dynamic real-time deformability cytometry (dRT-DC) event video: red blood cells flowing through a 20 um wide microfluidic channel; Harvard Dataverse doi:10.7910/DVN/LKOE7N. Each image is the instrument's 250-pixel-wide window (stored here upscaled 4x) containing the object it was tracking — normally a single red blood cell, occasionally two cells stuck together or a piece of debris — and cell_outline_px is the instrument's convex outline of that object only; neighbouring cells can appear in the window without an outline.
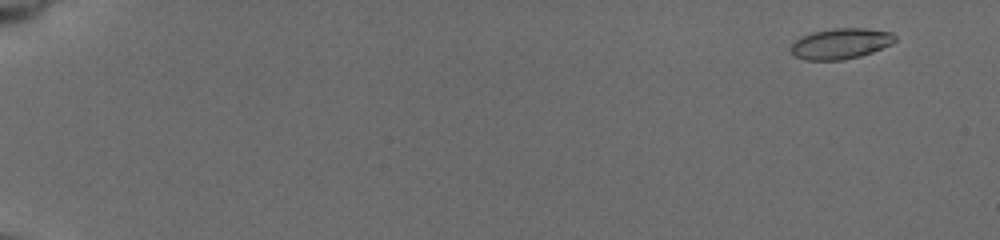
{"species": "common noctule bat (a hibernating species)", "species_latin": "Nyctalus noctula", "temperature_condition": "cold", "stored_images_in_passage": 58, "camera_frame_rate_fps": 3000, "um_per_image_px": 0.085, "animal": {"sex": "female", "body_mass_g": 19.5, "forearm_length_mm": 54.1}, "frame": {"image": 1, "passage_image": 5, "time_ms": 1.333, "image_size_px": [1000, 240], "cell_outline_px": [[896, 40], [892, 44], [872, 52], [860, 56], [840, 60], [804, 60], [796, 56], [788, 48], [800, 36], [812, 32], [836, 28], [868, 28], [892, 32], [896, 36]], "centroid_in_image_um": [71.46, 3.7], "position_along_channel_um": 13.5, "area_um2": 18.73}}
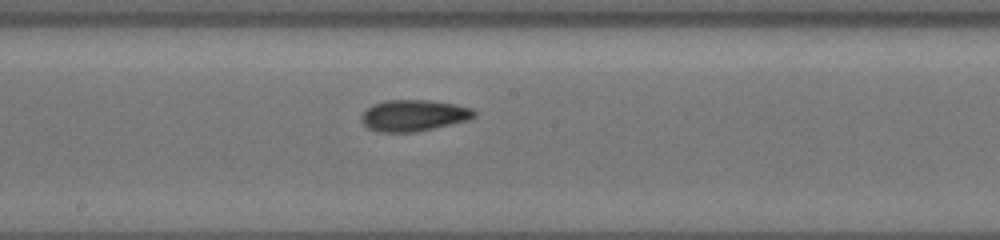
{"frame": {"image": 2, "passage_image": 35, "time_ms": 11.333, "image_size_px": [1000, 240], "cell_outline_px": [[476, 116], [468, 120], [416, 132], [380, 132], [368, 128], [360, 120], [360, 116], [372, 104], [384, 100], [428, 100], [456, 104], [472, 108], [476, 112]], "centroid_in_image_um": [35.16, 9.81], "position_along_channel_um": 213.0, "area_um2": 20.69}}
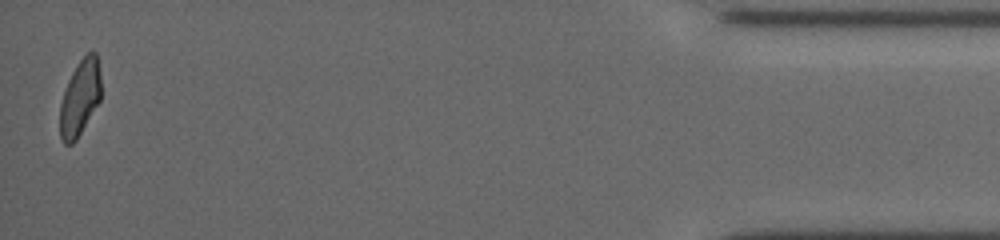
{"frame": {"image": 3, "passage_image": 58, "time_ms": 19.0, "image_size_px": [1000, 240], "cell_outline_px": [[100, 100], [76, 140], [72, 144], [64, 144], [60, 136], [60, 104], [68, 80], [76, 64], [92, 48], [96, 52], [100, 76]], "centroid_in_image_um": [6.79, 8.29], "position_along_channel_um": 428.4, "area_um2": 18.03}, "authors_computed_cell_mechanics": {"area_um2": 19.2185, "velocity_mm_per_s": 3.7464, "shape_relaxation_time_tau1_ms": 2.3654, "shape_relaxation_time_tau2_ms": 2.5898, "deformation_change_tau1": 0.1269, "deformation_change_tau2": 0.0846}}